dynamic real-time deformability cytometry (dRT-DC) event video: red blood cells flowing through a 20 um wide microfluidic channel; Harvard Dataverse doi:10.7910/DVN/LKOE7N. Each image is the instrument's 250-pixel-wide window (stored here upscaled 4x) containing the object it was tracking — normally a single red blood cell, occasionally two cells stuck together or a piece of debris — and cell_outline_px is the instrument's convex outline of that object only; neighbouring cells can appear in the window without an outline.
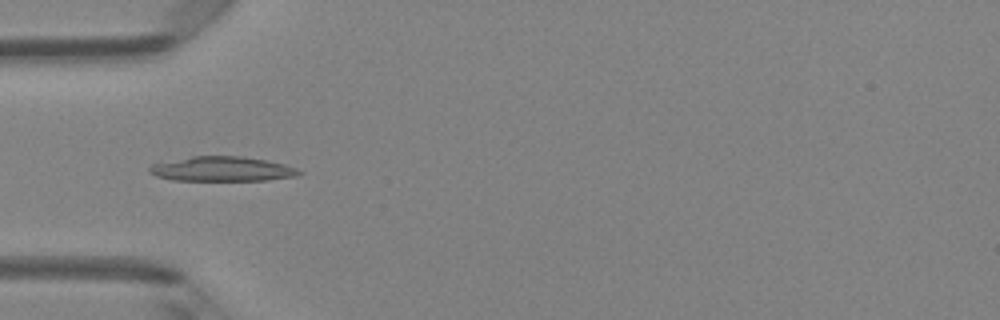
{"species": "Egyptian fruit bat (a non-hibernating species)", "species_latin": "Rousettus aegyptiacus", "temperature_condition": "room temperature", "stored_images_in_passage": 4, "camera_frame_rate_fps": 3000, "um_per_image_px": 0.085, "animal": {"sex": "female"}, "frame": {"image": 1, "passage_image": 4, "time_ms": 1.0, "image_size_px": [1000, 320], "cell_outline_px": [[304, 172], [296, 176], [268, 180], [172, 180], [156, 176], [148, 172], [148, 168], [152, 164], [192, 156], [240, 156], [264, 160], [284, 164], [296, 168]], "centroid_in_image_um": [18.87, 14.36], "position_along_channel_um": 66.1, "area_um2": 21.39}}